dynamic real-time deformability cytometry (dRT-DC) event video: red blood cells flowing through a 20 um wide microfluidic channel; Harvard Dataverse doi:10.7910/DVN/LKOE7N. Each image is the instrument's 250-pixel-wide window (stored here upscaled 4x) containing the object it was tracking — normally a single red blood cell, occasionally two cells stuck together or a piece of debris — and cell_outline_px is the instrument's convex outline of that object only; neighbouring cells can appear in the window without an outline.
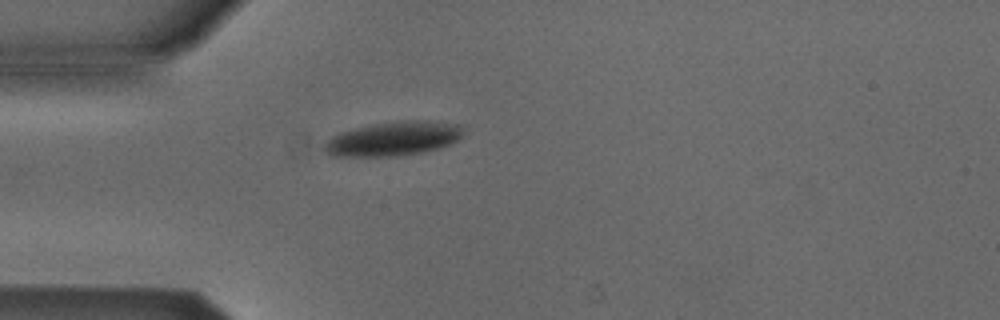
{"species": "Egyptian fruit bat (a non-hibernating species)", "species_latin": "Rousettus aegyptiacus", "temperature_condition": "cold", "stored_images_in_passage": 2, "camera_frame_rate_fps": 3000, "um_per_image_px": 0.085, "animal": {"sex": "male"}, "frame": {"image": 1, "passage_image": 2, "time_ms": 0.333, "image_size_px": [1000, 320], "cell_outline_px": [[464, 132], [456, 140], [448, 144], [436, 148], [420, 152], [396, 156], [332, 156], [324, 152], [324, 144], [332, 136], [340, 132], [372, 124], [400, 120], [428, 120], [460, 124], [464, 128]], "centroid_in_image_um": [33.42, 11.77], "position_along_channel_um": 51.6, "area_um2": 27.57}}